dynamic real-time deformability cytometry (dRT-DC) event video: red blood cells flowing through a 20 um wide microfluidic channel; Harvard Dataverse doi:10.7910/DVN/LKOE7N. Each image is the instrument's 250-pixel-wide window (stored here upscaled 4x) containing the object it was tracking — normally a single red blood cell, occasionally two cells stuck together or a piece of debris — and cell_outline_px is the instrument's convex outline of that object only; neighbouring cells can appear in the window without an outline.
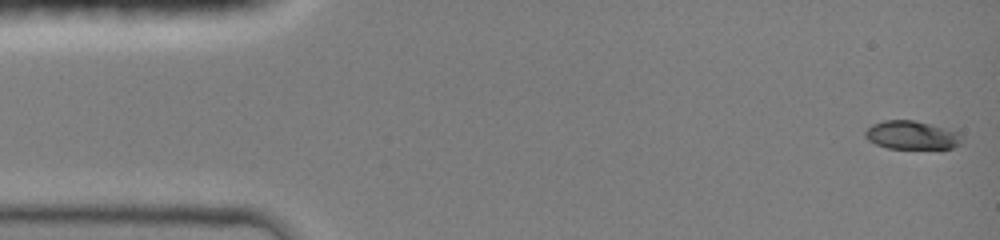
{"species": "common noctule bat (a hibernating species)", "species_latin": "Nyctalus noctula", "temperature_condition": "room temperature", "stored_images_in_passage": 14, "camera_frame_rate_fps": 3000, "um_per_image_px": 0.085, "animal": {"sex": "female", "body_mass_g": 19.0, "forearm_length_mm": 51.5}, "frame": {"image": 1, "passage_image": 1, "time_ms": 0.0, "image_size_px": [1000, 240], "cell_outline_px": [[964, 144], [952, 148], [888, 148], [876, 144], [868, 140], [864, 136], [864, 132], [872, 124], [884, 120], [912, 120], [932, 124], [960, 132], [964, 136]], "centroid_in_image_um": [77.57, 11.48], "position_along_channel_um": 7.4, "area_um2": 16.3}}
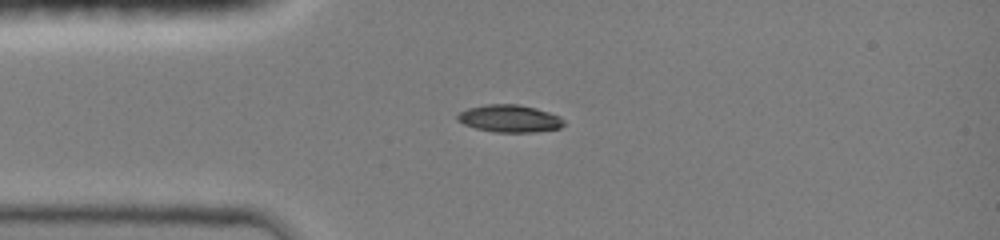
{"frame": {"image": 2, "passage_image": 8, "time_ms": 3.333, "image_size_px": [1000, 240], "cell_outline_px": [[564, 124], [560, 128], [532, 132], [496, 132], [476, 128], [464, 124], [456, 120], [456, 116], [460, 112], [468, 108], [488, 104], [516, 104], [536, 108], [560, 116], [564, 120]], "centroid_in_image_um": [43.31, 10.07], "position_along_channel_um": 41.7, "area_um2": 16.88}}
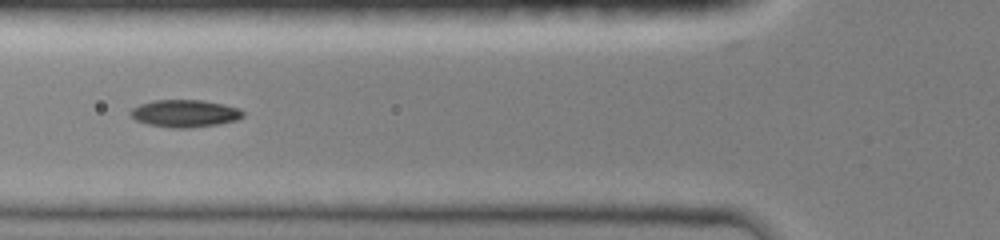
{"frame": {"image": 3, "passage_image": 12, "time_ms": 5.333, "image_size_px": [1000, 240], "cell_outline_px": [[244, 116], [236, 120], [216, 124], [192, 128], [172, 128], [148, 124], [136, 120], [128, 112], [132, 108], [140, 104], [152, 100], [204, 100], [224, 104], [240, 108], [244, 112]], "centroid_in_image_um": [15.72, 9.63], "position_along_channel_um": 110.1, "area_um2": 18.03}}